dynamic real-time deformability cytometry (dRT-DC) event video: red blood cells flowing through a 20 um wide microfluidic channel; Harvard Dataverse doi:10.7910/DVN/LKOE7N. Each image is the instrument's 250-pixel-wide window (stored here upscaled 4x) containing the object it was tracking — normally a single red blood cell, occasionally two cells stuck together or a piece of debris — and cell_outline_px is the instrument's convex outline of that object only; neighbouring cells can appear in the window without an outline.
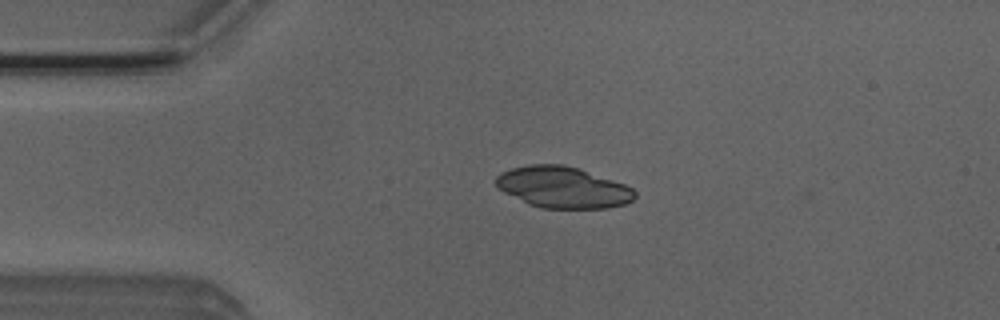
{"species": "Egyptian fruit bat (a non-hibernating species)", "species_latin": "Rousettus aegyptiacus", "temperature_condition": "room temperature", "stored_images_in_passage": 3, "camera_frame_rate_fps": 3000, "um_per_image_px": 0.085, "animal": {"sex": "male"}, "frame": {"image": 1, "passage_image": 2, "time_ms": 0.333, "image_size_px": [1000, 320], "cell_outline_px": [[636, 196], [632, 200], [624, 204], [608, 208], [540, 208], [528, 204], [496, 188], [496, 176], [500, 172], [512, 168], [528, 164], [564, 164], [580, 168], [624, 184], [632, 188], [636, 192]], "centroid_in_image_um": [47.82, 15.91], "position_along_channel_um": 37.2, "area_um2": 33.58}}